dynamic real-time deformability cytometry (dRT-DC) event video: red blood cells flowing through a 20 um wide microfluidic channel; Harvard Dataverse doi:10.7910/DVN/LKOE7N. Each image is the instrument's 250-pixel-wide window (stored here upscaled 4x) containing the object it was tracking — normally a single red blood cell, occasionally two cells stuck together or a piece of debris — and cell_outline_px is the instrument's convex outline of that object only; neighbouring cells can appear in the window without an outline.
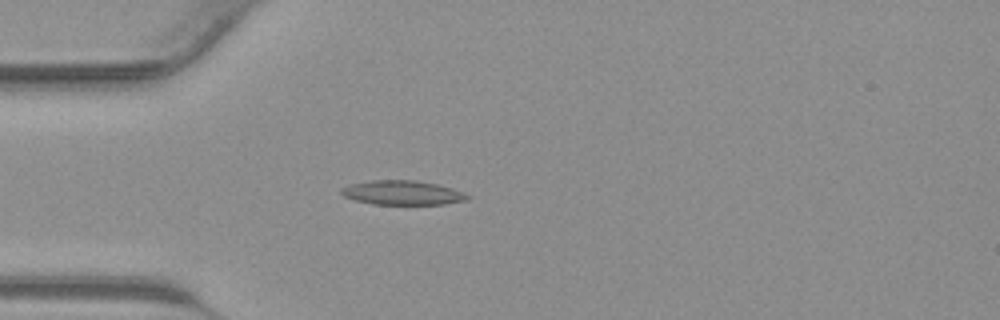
{"species": "common noctule bat (a hibernating species)", "species_latin": "Nyctalus noctula", "temperature_condition": "warm", "stored_images_in_passage": 41, "camera_frame_rate_fps": 3000, "um_per_image_px": 0.085, "animal": {"sex": "male", "body_mass_g": 23.1, "forearm_length_mm": 52.7}, "frame": {"image": 1, "passage_image": 11, "time_ms": 3.333, "image_size_px": [1000, 320], "cell_outline_px": [[472, 196], [468, 200], [444, 204], [372, 204], [356, 200], [344, 196], [340, 192], [340, 188], [352, 184], [372, 180], [416, 180], [436, 184], [452, 188], [464, 192]], "centroid_in_image_um": [34.24, 16.38], "position_along_channel_um": 50.8, "area_um2": 17.86}}
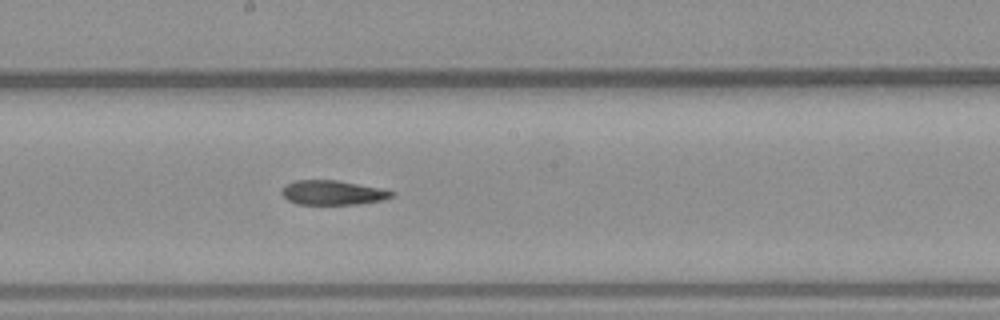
{"frame": {"image": 2, "passage_image": 22, "time_ms": 7.0, "image_size_px": [1000, 320], "cell_outline_px": [[396, 192], [392, 196], [384, 200], [360, 204], [296, 204], [288, 200], [280, 192], [284, 184], [296, 180], [336, 180], [380, 188]], "centroid_in_image_um": [28.26, 16.37], "position_along_channel_um": 219.9, "area_um2": 15.72}}
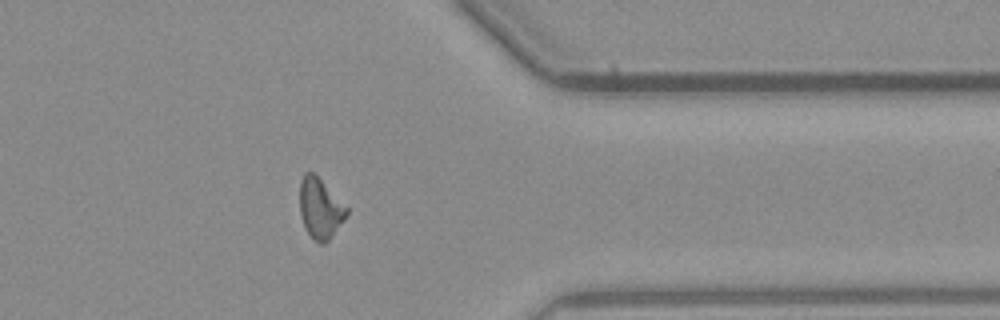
{"frame": {"image": 3, "passage_image": 33, "time_ms": 10.667, "image_size_px": [1000, 320], "cell_outline_px": [[348, 212], [344, 220], [328, 240], [324, 244], [320, 244], [312, 240], [300, 216], [300, 180], [304, 172], [312, 172], [348, 208]], "centroid_in_image_um": [27.19, 17.74], "position_along_channel_um": 384.2, "area_um2": 16.18}}